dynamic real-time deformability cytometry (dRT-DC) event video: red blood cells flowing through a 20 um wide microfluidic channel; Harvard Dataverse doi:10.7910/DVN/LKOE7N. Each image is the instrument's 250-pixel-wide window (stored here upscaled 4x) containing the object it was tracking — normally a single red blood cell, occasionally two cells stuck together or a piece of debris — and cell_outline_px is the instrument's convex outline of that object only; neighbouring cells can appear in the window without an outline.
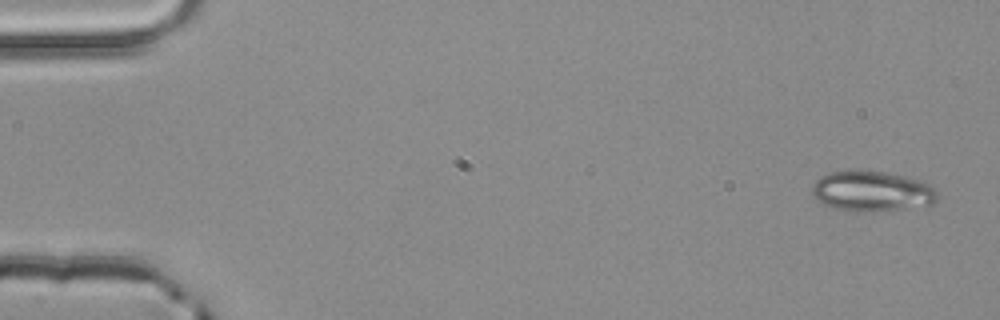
{"species": "common noctule bat (a hibernating species)", "species_latin": "Nyctalus noctula", "temperature_condition": "room temperature", "stored_images_in_passage": 5, "segment_of_instrument_passage": [1, 2], "camera_frame_rate_fps": 3000, "um_per_image_px": 0.085, "animal": {"sex": "male", "body_mass_g": 20.4}, "frame": {"image": 1, "passage_image": 1, "time_ms": 0.0, "image_size_px": [1000, 320], "cell_outline_px": [[936, 200], [932, 204], [876, 212], [852, 212], [836, 208], [824, 204], [816, 200], [812, 196], [812, 188], [816, 180], [820, 176], [828, 172], [884, 172], [908, 176], [924, 180], [936, 188]], "centroid_in_image_um": [74.13, 16.27], "position_along_channel_um": 10.9, "area_um2": 29.48}}